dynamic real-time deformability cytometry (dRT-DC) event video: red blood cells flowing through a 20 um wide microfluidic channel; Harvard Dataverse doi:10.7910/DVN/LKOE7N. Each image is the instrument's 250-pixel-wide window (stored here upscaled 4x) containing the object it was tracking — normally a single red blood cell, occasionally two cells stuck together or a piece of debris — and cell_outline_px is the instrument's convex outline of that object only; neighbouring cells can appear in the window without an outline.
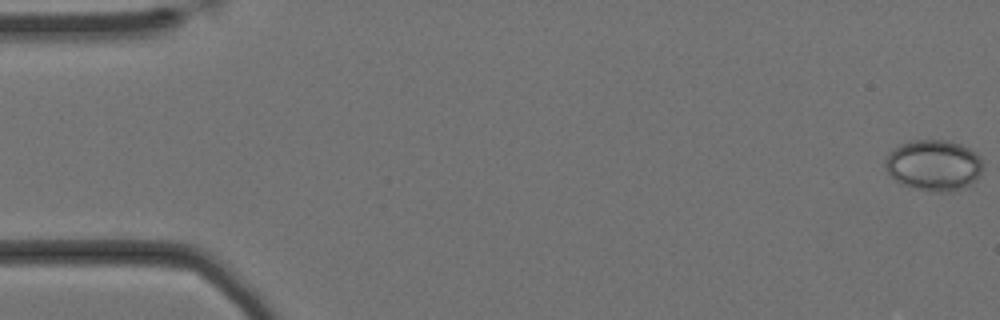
{"species": "Egyptian fruit bat (a non-hibernating species)", "species_latin": "Rousettus aegyptiacus", "temperature_condition": "cold", "stored_images_in_passage": 59, "camera_frame_rate_fps": 3000, "um_per_image_px": 0.085, "animal": {"sex": "female"}, "frame": {"image": 1, "passage_image": 1, "time_ms": 0.0, "image_size_px": [1000, 320], "cell_outline_px": [[984, 164], [976, 180], [952, 192], [932, 192], [900, 184], [884, 168], [884, 156], [892, 148], [900, 144], [912, 140], [944, 140], [960, 144], [976, 152], [980, 156]], "centroid_in_image_um": [79.33, 14.03], "position_along_channel_um": 5.7, "area_um2": 29.25}}
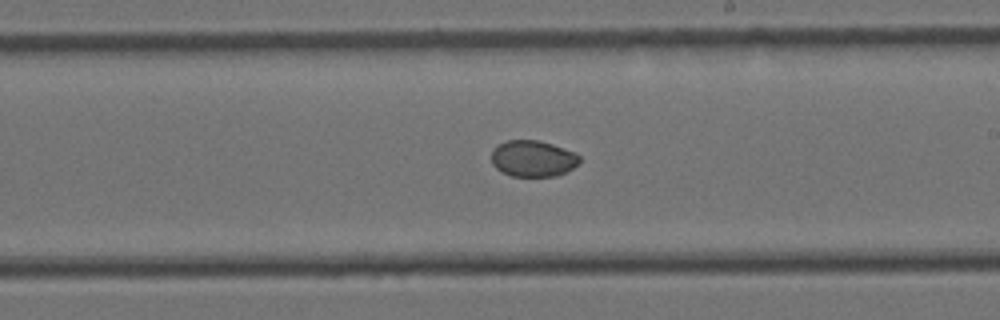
{"frame": {"image": 2, "passage_image": 34, "time_ms": 11.0, "image_size_px": [1000, 320], "cell_outline_px": [[580, 164], [556, 176], [512, 176], [496, 168], [492, 164], [492, 148], [508, 140], [536, 140], [552, 144], [576, 152], [580, 156]], "centroid_in_image_um": [45.32, 13.47], "position_along_channel_um": 243.7, "area_um2": 18.61}}
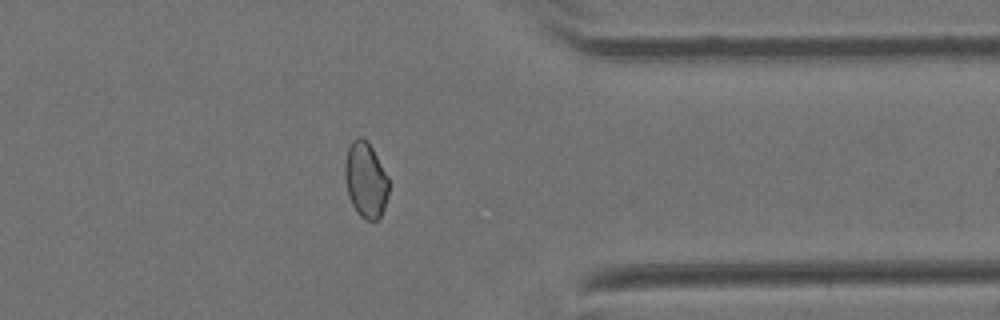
{"frame": {"image": 3, "passage_image": 47, "time_ms": 15.333, "image_size_px": [1000, 320], "cell_outline_px": [[388, 196], [384, 208], [380, 216], [376, 220], [364, 220], [356, 212], [348, 196], [344, 176], [344, 164], [348, 148], [352, 140], [360, 136], [368, 140], [388, 176]], "centroid_in_image_um": [31.07, 15.28], "position_along_channel_um": 380.3, "area_um2": 19.54}, "authors_computed_cell_mechanics": {"area_um2": 20.3456, "velocity_mm_per_s": 3.4128, "shape_relaxation_time_tau1_ms": null, "shape_relaxation_time_tau2_ms": 1.4085, "deformation_change_tau1": null, "deformation_change_tau2": 0.0173}}